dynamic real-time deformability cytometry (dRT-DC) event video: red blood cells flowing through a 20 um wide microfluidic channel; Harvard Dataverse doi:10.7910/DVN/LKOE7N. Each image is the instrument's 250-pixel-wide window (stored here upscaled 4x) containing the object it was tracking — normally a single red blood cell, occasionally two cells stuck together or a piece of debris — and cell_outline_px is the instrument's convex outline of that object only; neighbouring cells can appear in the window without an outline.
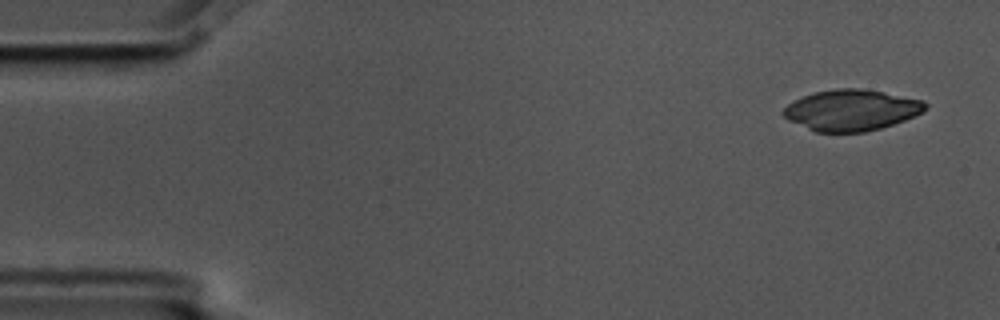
{"species": "common noctule bat (a hibernating species)", "species_latin": "Nyctalus noctula", "temperature_condition": "cold", "stored_images_in_passage": 5, "camera_frame_rate_fps": 3000, "um_per_image_px": 0.085, "animal": {"sex": "male", "body_mass_g": 17.5, "forearm_length_mm": 52.3}, "frame": {"image": 1, "passage_image": 1, "time_ms": 0.0, "image_size_px": [1000, 320], "cell_outline_px": [[928, 108], [924, 112], [904, 120], [880, 128], [864, 132], [816, 132], [788, 120], [780, 112], [788, 104], [804, 96], [816, 92], [836, 88], [860, 88], [884, 92], [924, 100], [928, 104]], "centroid_in_image_um": [72.4, 9.36], "position_along_channel_um": 12.6, "area_um2": 33.93}}